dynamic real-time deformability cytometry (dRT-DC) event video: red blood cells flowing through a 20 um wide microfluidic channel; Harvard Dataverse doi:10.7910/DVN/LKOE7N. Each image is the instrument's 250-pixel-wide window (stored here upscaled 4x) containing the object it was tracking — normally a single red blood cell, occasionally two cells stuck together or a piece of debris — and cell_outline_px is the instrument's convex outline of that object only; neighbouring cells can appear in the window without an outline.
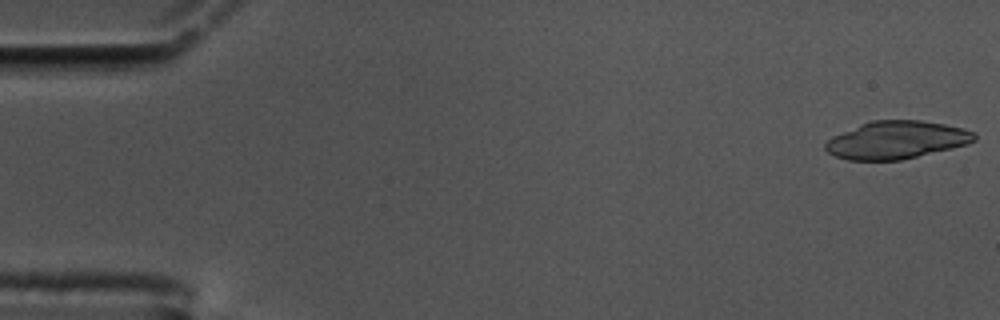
{"species": "common noctule bat (a hibernating species)", "species_latin": "Nyctalus noctula", "temperature_condition": "cold", "stored_images_in_passage": 20, "camera_frame_rate_fps": 3000, "um_per_image_px": 0.085, "animal": {"sex": "male", "body_mass_g": 17.5, "forearm_length_mm": 52.3}, "frame": {"image": 1, "passage_image": 1, "time_ms": 0.0, "image_size_px": [1000, 320], "cell_outline_px": [[976, 140], [968, 144], [952, 148], [900, 160], [848, 160], [836, 156], [828, 152], [824, 148], [824, 144], [832, 136], [860, 124], [872, 120], [920, 120], [944, 124], [964, 128], [976, 132]], "centroid_in_image_um": [76.21, 11.89], "position_along_channel_um": 8.8, "area_um2": 32.77}}